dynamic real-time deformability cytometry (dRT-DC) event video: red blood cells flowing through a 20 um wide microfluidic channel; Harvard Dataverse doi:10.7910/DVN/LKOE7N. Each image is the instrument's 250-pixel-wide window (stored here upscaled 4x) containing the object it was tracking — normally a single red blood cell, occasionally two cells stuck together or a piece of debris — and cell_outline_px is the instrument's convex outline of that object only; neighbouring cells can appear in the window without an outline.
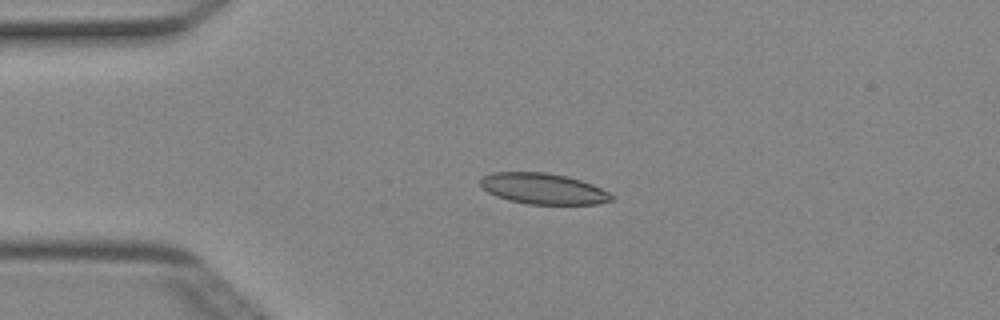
{"species": "Egyptian fruit bat (a non-hibernating species)", "species_latin": "Rousettus aegyptiacus", "temperature_condition": "cold", "stored_images_in_passage": 8, "camera_frame_rate_fps": 3000, "um_per_image_px": 0.085, "animal": {"sex": "female"}, "frame": {"image": 1, "passage_image": 4, "time_ms": 1.0, "image_size_px": [1000, 320], "cell_outline_px": [[612, 200], [596, 204], [528, 204], [508, 200], [496, 196], [488, 192], [480, 184], [480, 180], [484, 176], [492, 172], [544, 172], [568, 176], [592, 184], [608, 192], [612, 196]], "centroid_in_image_um": [46.15, 16.03], "position_along_channel_um": 38.8, "area_um2": 23.47}}
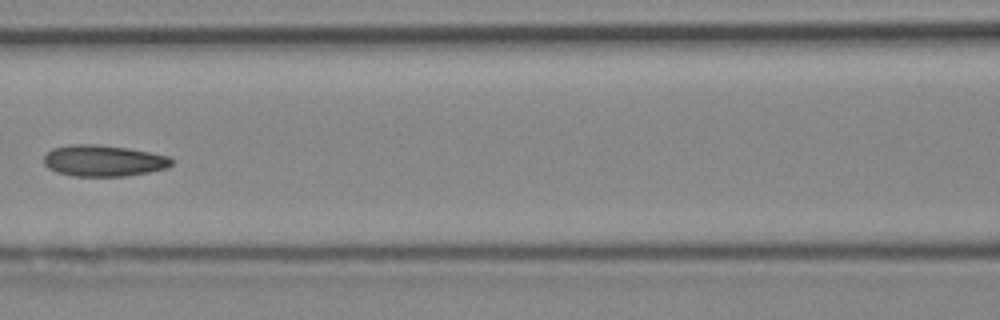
{"frame": {"image": 2, "passage_image": 7, "time_ms": 2.0, "image_size_px": [1000, 320], "cell_outline_px": [[172, 164], [168, 168], [148, 172], [124, 176], [72, 176], [56, 172], [48, 168], [44, 164], [44, 156], [52, 148], [68, 144], [96, 144], [128, 148], [168, 156], [172, 160]], "centroid_in_image_um": [8.76, 13.66], "position_along_channel_um": 157.8, "area_um2": 23.35}}
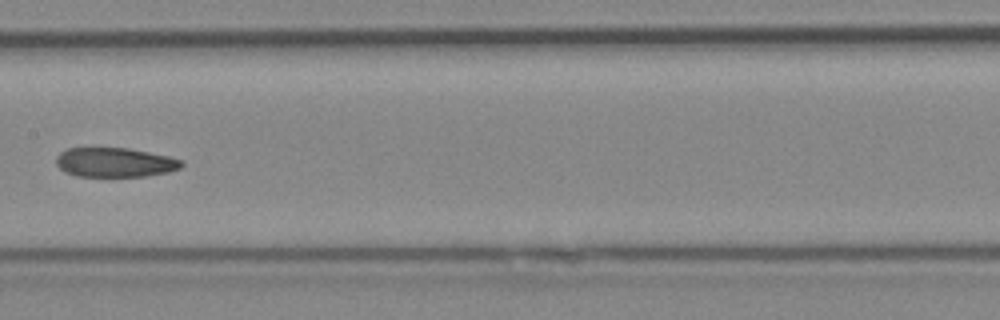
{"frame": {"image": 3, "passage_image": 8, "time_ms": 2.333, "image_size_px": [1000, 320], "cell_outline_px": [[184, 164], [180, 168], [168, 172], [144, 176], [76, 176], [64, 172], [56, 164], [56, 156], [60, 152], [68, 148], [128, 148], [168, 156], [184, 160]], "centroid_in_image_um": [9.76, 13.8], "position_along_channel_um": 197.6, "area_um2": 21.5}}